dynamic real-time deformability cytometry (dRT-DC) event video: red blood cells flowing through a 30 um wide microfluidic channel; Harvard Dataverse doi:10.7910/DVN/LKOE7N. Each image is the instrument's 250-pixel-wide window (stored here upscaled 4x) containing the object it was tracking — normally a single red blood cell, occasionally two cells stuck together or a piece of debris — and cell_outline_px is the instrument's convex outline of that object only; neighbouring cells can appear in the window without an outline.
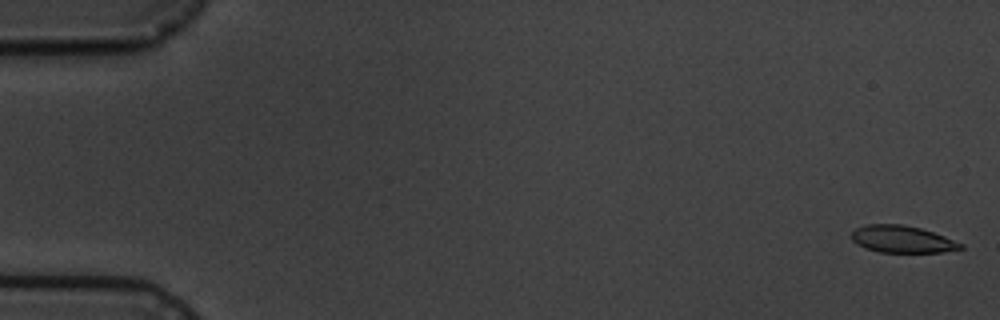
{"species": "common noctule bat (a hibernating species)", "species_latin": "Nyctalus noctula", "temperature_condition": "cold", "stored_images_in_passage": 8, "camera_frame_rate_fps": 3000, "um_per_image_px": 0.085, "animal": {"sex": "male", "body_mass_g": 19.5, "forearm_length_mm": 54.6}, "frame": {"image": 1, "passage_image": 1, "time_ms": 0.0, "image_size_px": [1000, 320], "cell_outline_px": [[964, 248], [944, 252], [880, 252], [864, 248], [856, 244], [852, 240], [852, 232], [856, 228], [868, 224], [904, 224], [920, 228], [944, 236], [964, 244]], "centroid_in_image_um": [76.68, 20.33], "position_along_channel_um": 8.3, "area_um2": 17.22}}
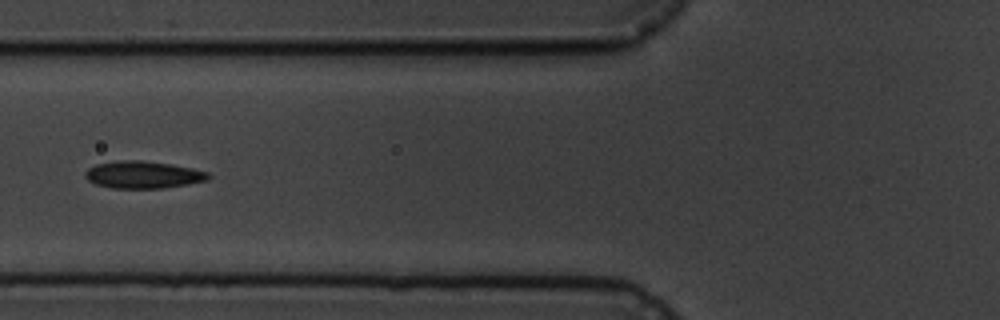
{"frame": {"image": 2, "passage_image": 7, "time_ms": 7.0, "image_size_px": [1000, 320], "cell_outline_px": [[212, 176], [208, 180], [188, 184], [164, 188], [112, 188], [96, 184], [88, 180], [84, 176], [84, 172], [88, 168], [96, 164], [124, 160], [140, 160], [172, 164], [192, 168], [208, 172]], "centroid_in_image_um": [12.18, 14.85], "position_along_channel_um": 113.6, "area_um2": 19.59}}
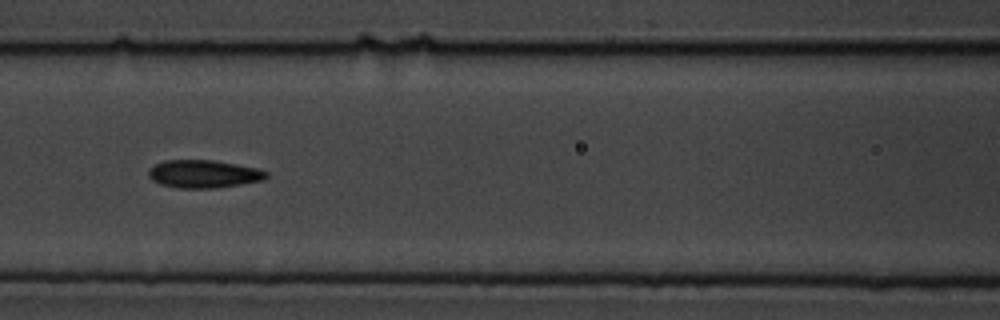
{"frame": {"image": 3, "passage_image": 8, "time_ms": 8.0, "image_size_px": [1000, 320], "cell_outline_px": [[268, 176], [264, 180], [216, 188], [180, 188], [160, 184], [152, 180], [148, 176], [148, 172], [156, 164], [164, 160], [212, 160], [236, 164], [256, 168], [268, 172]], "centroid_in_image_um": [17.32, 14.79], "position_along_channel_um": 149.3, "area_um2": 19.02}}